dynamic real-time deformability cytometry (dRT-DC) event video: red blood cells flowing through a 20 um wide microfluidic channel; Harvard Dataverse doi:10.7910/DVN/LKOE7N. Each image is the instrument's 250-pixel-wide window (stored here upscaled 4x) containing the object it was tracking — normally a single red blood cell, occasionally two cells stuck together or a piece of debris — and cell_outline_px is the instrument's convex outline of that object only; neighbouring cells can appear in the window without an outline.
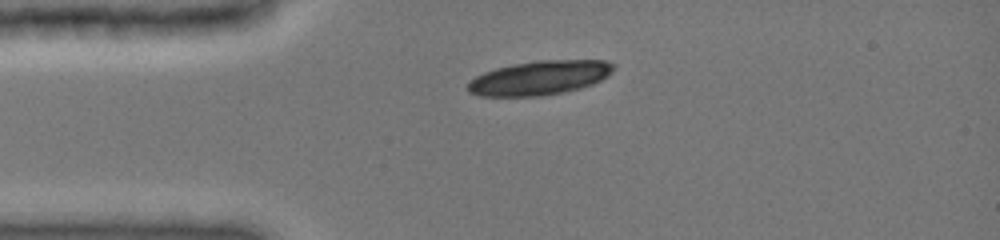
{"species": "common noctule bat (a hibernating species)", "species_latin": "Nyctalus noctula", "temperature_condition": "cold", "stored_images_in_passage": 34, "camera_frame_rate_fps": 3000, "um_per_image_px": 0.085, "animal": {"sex": "female", "body_mass_g": 19.0, "forearm_length_mm": 51.5}, "frame": {"image": 1, "passage_image": 1, "time_ms": 0.0, "image_size_px": [1000, 240], "cell_outline_px": [[616, 68], [608, 76], [592, 84], [580, 88], [540, 96], [480, 96], [468, 92], [468, 84], [476, 76], [484, 72], [496, 68], [512, 64], [536, 60], [604, 60], [616, 64]], "centroid_in_image_um": [45.89, 6.6], "position_along_channel_um": 39.1, "area_um2": 29.02}}
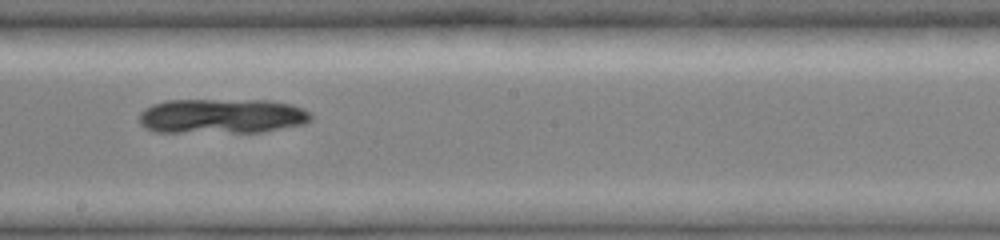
{"frame": {"image": 2, "passage_image": 17, "time_ms": 5.333, "image_size_px": [1000, 240], "cell_outline_px": [[312, 120], [304, 124], [264, 132], [152, 132], [144, 128], [140, 124], [140, 112], [144, 108], [152, 104], [164, 100], [272, 100], [292, 104], [304, 108], [312, 112]], "centroid_in_image_um": [18.88, 9.86], "position_along_channel_um": 229.3, "area_um2": 35.55}}
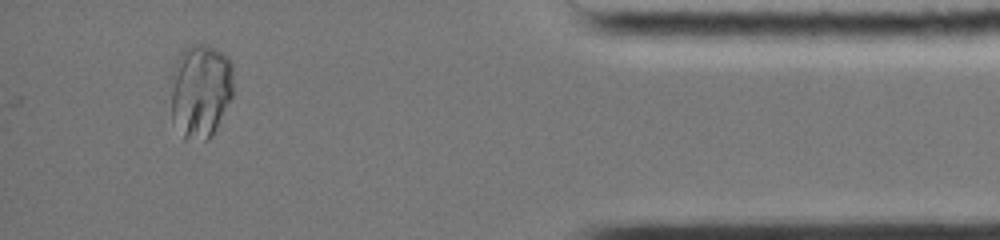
{"frame": {"image": 3, "passage_image": 34, "time_ms": 11.0, "image_size_px": [1000, 240], "cell_outline_px": [[232, 96], [212, 136], [208, 140], [204, 140], [184, 136], [172, 120], [168, 80], [168, 76], [180, 52], [184, 48], [192, 44], [208, 44], [228, 56], [232, 60]], "centroid_in_image_um": [16.99, 7.64], "position_along_channel_um": 418.2, "area_um2": 35.08}}